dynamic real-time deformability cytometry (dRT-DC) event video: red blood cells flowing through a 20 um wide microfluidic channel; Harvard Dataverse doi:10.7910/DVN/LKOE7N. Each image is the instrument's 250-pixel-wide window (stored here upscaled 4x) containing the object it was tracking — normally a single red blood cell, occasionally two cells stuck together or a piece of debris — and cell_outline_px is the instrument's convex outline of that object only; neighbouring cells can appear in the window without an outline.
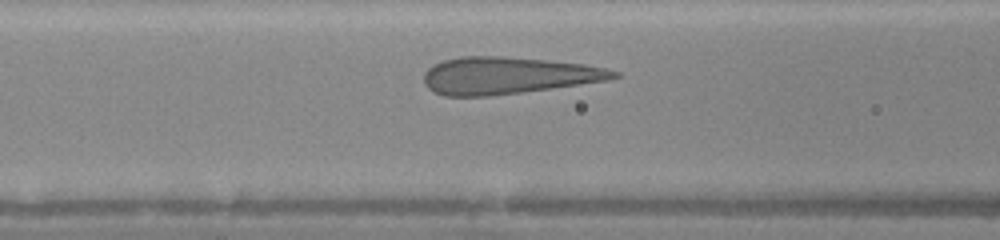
{"species": "human", "species_latin": "Homo sapiens", "temperature_condition": "warm", "stored_images_in_passage": 25, "camera_frame_rate_fps": 3000, "um_per_image_px": 0.085, "donor": {"sex": "female"}, "frame": {"image": 1, "passage_image": 6, "time_ms": 1.667, "image_size_px": [1000, 240], "cell_outline_px": [[620, 76], [608, 80], [520, 92], [488, 96], [444, 96], [428, 88], [424, 84], [424, 72], [428, 68], [444, 60], [460, 56], [500, 56], [544, 60], [584, 64], [604, 68], [620, 72]], "centroid_in_image_um": [43.14, 6.41], "position_along_channel_um": 123.5, "area_um2": 40.52}}
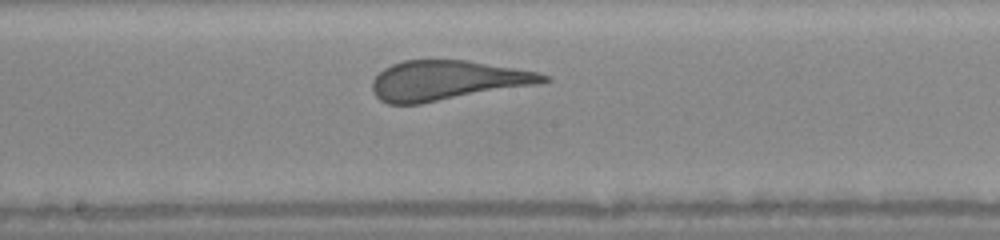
{"frame": {"image": 2, "passage_image": 12, "time_ms": 3.667, "image_size_px": [1000, 240], "cell_outline_px": [[552, 80], [532, 84], [420, 104], [388, 104], [380, 100], [372, 92], [372, 80], [384, 68], [392, 64], [404, 60], [468, 60], [536, 72], [548, 76]], "centroid_in_image_um": [37.91, 6.83], "position_along_channel_um": 210.3, "area_um2": 38.96}}
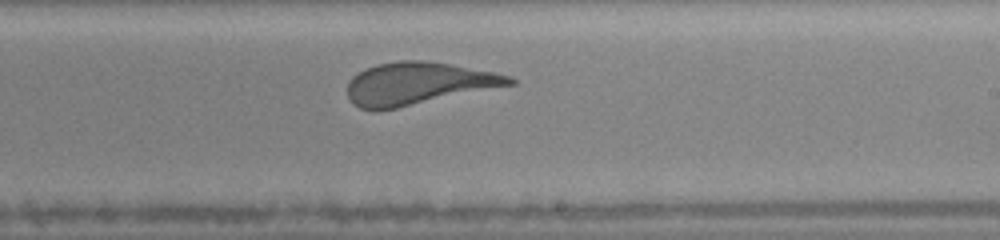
{"frame": {"image": 3, "passage_image": 15, "time_ms": 4.667, "image_size_px": [1000, 240], "cell_outline_px": [[516, 84], [396, 108], [360, 108], [352, 104], [348, 96], [348, 84], [352, 76], [376, 64], [400, 60], [420, 60], [448, 64], [492, 72], [512, 76], [516, 80]], "centroid_in_image_um": [35.56, 7.09], "position_along_channel_um": 253.4, "area_um2": 39.36}, "authors_computed_cell_mechanics": {"area_um2": 40.5178, "velocity_mm_per_s": 4.3363, "shape_relaxation_time_tau1_ms": 4.5781, "shape_relaxation_time_tau2_ms": null, "deformation_change_tau1": 0.1978, "deformation_change_tau2": null}}